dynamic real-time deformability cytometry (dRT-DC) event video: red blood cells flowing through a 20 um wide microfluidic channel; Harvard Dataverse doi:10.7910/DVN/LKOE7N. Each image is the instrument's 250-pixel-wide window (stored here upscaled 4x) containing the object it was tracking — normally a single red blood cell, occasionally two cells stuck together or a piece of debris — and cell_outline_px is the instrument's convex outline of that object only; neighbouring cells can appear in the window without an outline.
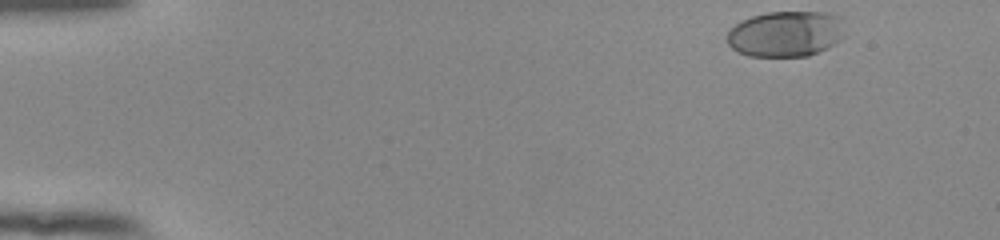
{"species": "human", "species_latin": "Homo sapiens", "temperature_condition": "room temperature", "stored_images_in_passage": 50, "camera_frame_rate_fps": 3000, "um_per_image_px": 0.085, "donor": {"sex": "female"}, "frame": {"image": 1, "passage_image": 1, "time_ms": 0.0, "image_size_px": [1000, 240], "cell_outline_px": [[844, 16], [840, 40], [828, 48], [808, 56], [748, 56], [736, 52], [728, 44], [728, 32], [740, 20], [752, 16], [768, 12], [828, 12]], "centroid_in_image_um": [66.8, 2.87], "position_along_channel_um": 18.2, "area_um2": 31.62}}
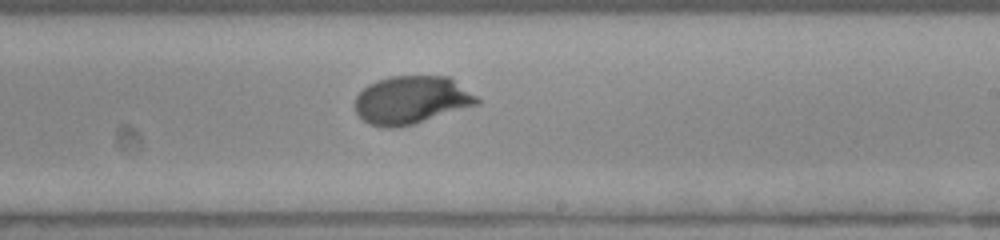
{"frame": {"image": 2, "passage_image": 29, "time_ms": 9.333, "image_size_px": [1000, 240], "cell_outline_px": [[480, 104], [412, 124], [392, 128], [380, 128], [368, 124], [356, 112], [356, 96], [368, 84], [376, 80], [388, 76], [448, 76], [476, 96], [480, 100]], "centroid_in_image_um": [34.95, 8.5], "position_along_channel_um": 254.1, "area_um2": 33.99}}
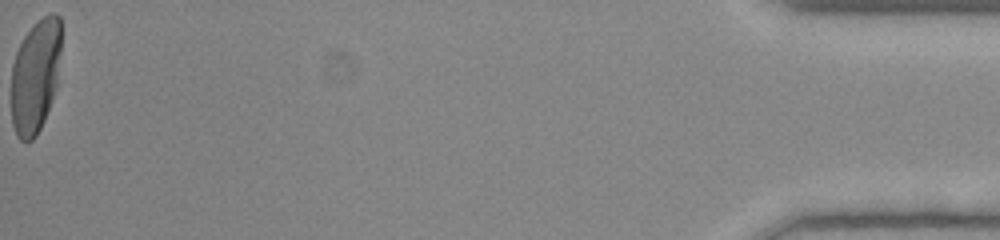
{"frame": {"image": 3, "passage_image": 50, "time_ms": 16.333, "image_size_px": [1000, 240], "cell_outline_px": [[60, 52], [56, 84], [52, 100], [44, 120], [36, 136], [32, 140], [20, 140], [16, 136], [12, 124], [12, 64], [16, 52], [24, 36], [48, 12], [56, 12], [60, 16]], "centroid_in_image_um": [3.0, 6.47], "position_along_channel_um": 432.2, "area_um2": 32.77}, "authors_computed_cell_mechanics": {"area_um2": 33.6685, "velocity_mm_per_s": 3.844, "shape_relaxation_time_tau1_ms": 2.4843, "shape_relaxation_time_tau2_ms": null, "deformation_change_tau1": 0.146, "deformation_change_tau2": null}}